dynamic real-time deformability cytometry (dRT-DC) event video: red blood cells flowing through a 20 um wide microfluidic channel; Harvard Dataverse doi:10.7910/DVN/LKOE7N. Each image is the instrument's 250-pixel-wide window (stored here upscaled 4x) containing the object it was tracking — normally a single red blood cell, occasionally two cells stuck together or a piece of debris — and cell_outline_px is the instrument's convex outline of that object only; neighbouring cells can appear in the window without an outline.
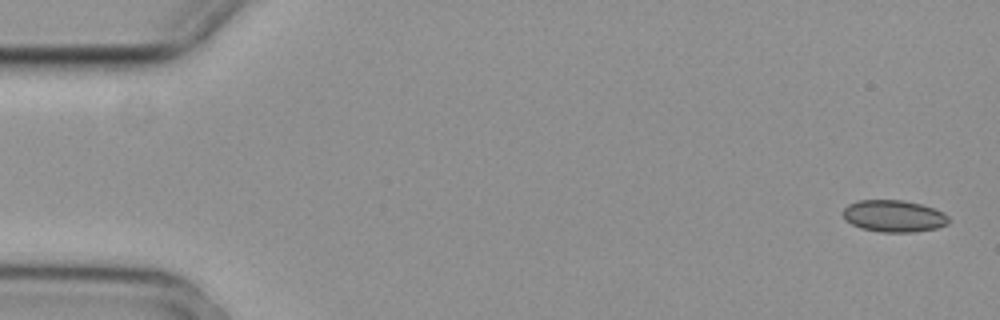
{"species": "common noctule bat (a hibernating species)", "species_latin": "Nyctalus noctula", "temperature_condition": "cold", "stored_images_in_passage": 4, "camera_frame_rate_fps": 3000, "um_per_image_px": 0.085, "animal": {"sex": "female", "body_mass_g": 29.2, "forearm_length_mm": 56.3}, "frame": {"image": 1, "passage_image": 1, "time_ms": 0.0, "image_size_px": [1000, 320], "cell_outline_px": [[948, 224], [936, 228], [916, 232], [880, 232], [860, 228], [852, 224], [844, 216], [844, 208], [848, 204], [860, 200], [904, 200], [920, 204], [944, 212], [948, 216]], "centroid_in_image_um": [75.99, 18.37], "position_along_channel_um": 9.0, "area_um2": 19.54}}
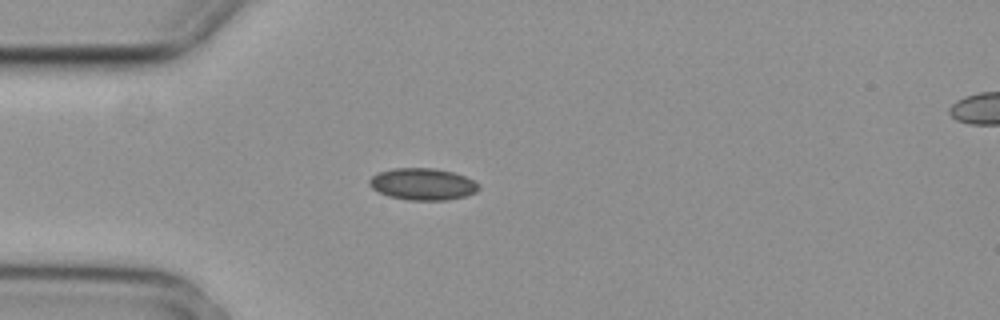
{"frame": {"image": 2, "passage_image": 4, "time_ms": 1.0, "image_size_px": [1000, 320], "cell_outline_px": [[480, 188], [476, 192], [464, 196], [444, 200], [408, 200], [388, 196], [372, 188], [368, 184], [368, 180], [372, 176], [380, 172], [392, 168], [432, 168], [452, 172], [464, 176], [480, 184]], "centroid_in_image_um": [35.91, 15.65], "position_along_channel_um": 49.1, "area_um2": 20.17}}